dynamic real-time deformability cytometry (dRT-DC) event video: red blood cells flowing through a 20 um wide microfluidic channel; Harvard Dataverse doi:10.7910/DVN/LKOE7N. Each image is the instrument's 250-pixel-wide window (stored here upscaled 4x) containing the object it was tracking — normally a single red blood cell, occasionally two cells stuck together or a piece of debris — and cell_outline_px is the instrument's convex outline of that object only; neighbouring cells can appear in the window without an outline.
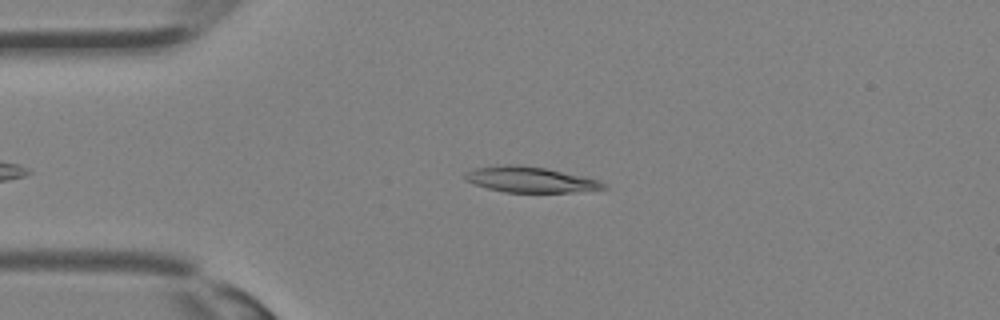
{"species": "Egyptian fruit bat (a non-hibernating species)", "species_latin": "Rousettus aegyptiacus", "temperature_condition": "room temperature", "stored_images_in_passage": 26, "camera_frame_rate_fps": 3000, "um_per_image_px": 0.085, "animal": {"sex": "female"}, "frame": {"image": 1, "passage_image": 3, "time_ms": 0.667, "image_size_px": [1000, 320], "cell_outline_px": [[608, 188], [572, 192], [504, 192], [488, 188], [464, 180], [464, 172], [472, 168], [504, 164], [508, 164], [544, 168], [584, 176], [600, 180]], "centroid_in_image_um": [45.03, 15.26], "position_along_channel_um": 40.0, "area_um2": 20.58}}
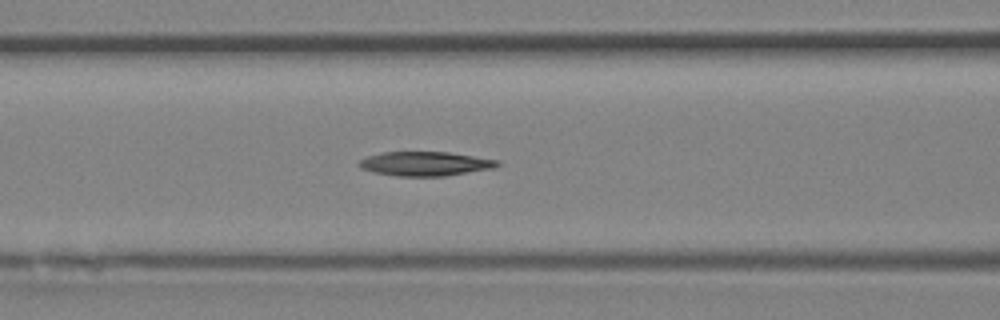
{"frame": {"image": 2, "passage_image": 9, "time_ms": 2.667, "image_size_px": [1000, 320], "cell_outline_px": [[500, 164], [496, 168], [444, 176], [396, 176], [372, 172], [360, 168], [356, 164], [360, 160], [368, 156], [380, 152], [448, 152], [500, 160]], "centroid_in_image_um": [36.14, 13.92], "position_along_channel_um": 130.5, "area_um2": 19.71}}
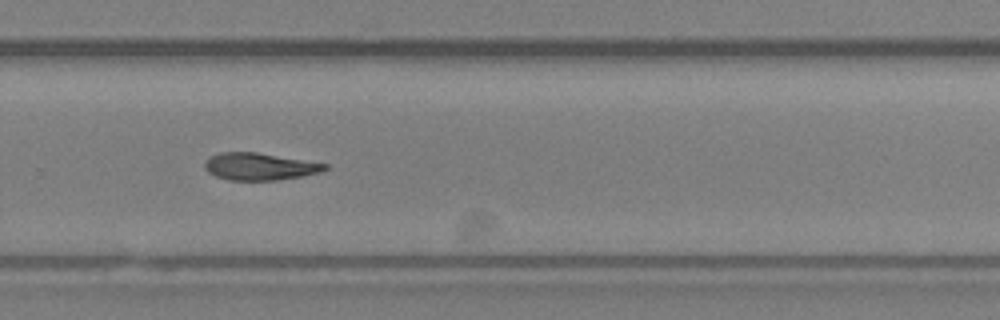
{"frame": {"image": 3, "passage_image": 18, "time_ms": 5.667, "image_size_px": [1000, 320], "cell_outline_px": [[328, 168], [320, 172], [304, 176], [276, 180], [228, 180], [216, 176], [208, 172], [204, 168], [204, 160], [208, 156], [220, 152], [256, 152], [328, 164]], "centroid_in_image_um": [22.02, 14.15], "position_along_channel_um": 307.8, "area_um2": 19.13}}